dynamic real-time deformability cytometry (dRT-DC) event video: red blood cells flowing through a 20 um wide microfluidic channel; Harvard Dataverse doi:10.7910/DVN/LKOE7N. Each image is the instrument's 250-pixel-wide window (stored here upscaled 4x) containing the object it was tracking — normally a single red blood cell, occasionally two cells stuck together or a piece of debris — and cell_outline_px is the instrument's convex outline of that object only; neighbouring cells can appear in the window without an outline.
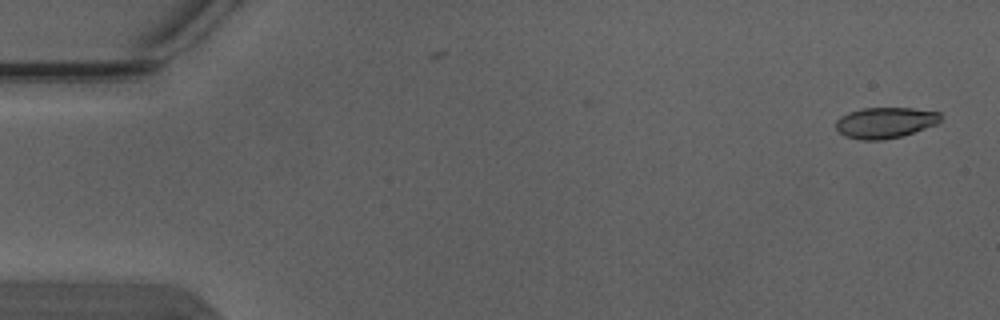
{"species": "Egyptian fruit bat (a non-hibernating species)", "species_latin": "Rousettus aegyptiacus", "temperature_condition": "warm", "stored_images_in_passage": 4, "camera_frame_rate_fps": 3000, "um_per_image_px": 0.085, "animal": {"sex": "male"}, "frame": {"image": 1, "passage_image": 1, "time_ms": 0.0, "image_size_px": [1000, 320], "cell_outline_px": [[940, 120], [936, 124], [900, 136], [880, 140], [860, 140], [844, 136], [836, 128], [836, 120], [840, 116], [848, 112], [864, 108], [912, 108], [940, 112]], "centroid_in_image_um": [75.19, 10.42], "position_along_channel_um": 9.8, "area_um2": 18.67}}